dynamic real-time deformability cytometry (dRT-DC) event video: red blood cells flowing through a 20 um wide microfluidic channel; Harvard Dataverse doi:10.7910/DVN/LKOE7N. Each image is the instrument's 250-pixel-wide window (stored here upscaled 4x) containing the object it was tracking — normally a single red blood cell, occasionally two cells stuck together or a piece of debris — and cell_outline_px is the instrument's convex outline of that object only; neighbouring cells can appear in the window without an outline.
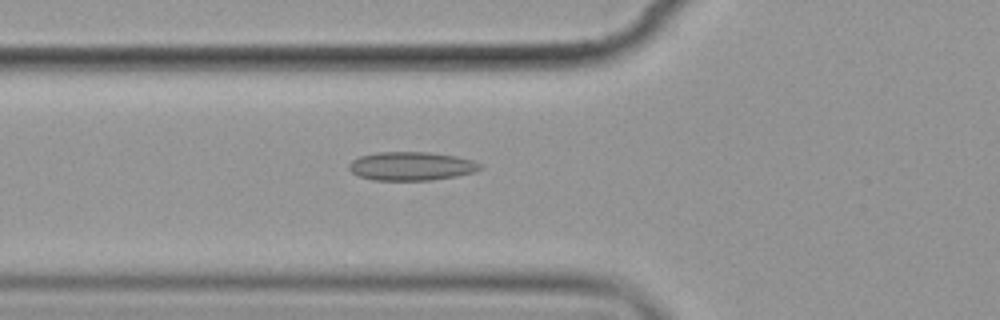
{"species": "common noctule bat (a hibernating species)", "species_latin": "Nyctalus noctula", "temperature_condition": "cold", "stored_images_in_passage": 6, "camera_frame_rate_fps": 3000, "um_per_image_px": 0.085, "animal": {"sex": "female", "body_mass_g": 19.9}, "frame": {"image": 1, "passage_image": 6, "time_ms": 6.0, "image_size_px": [1000, 320], "cell_outline_px": [[484, 168], [472, 172], [456, 176], [432, 180], [372, 180], [360, 176], [352, 172], [348, 168], [348, 164], [352, 160], [360, 156], [376, 152], [428, 152], [456, 156], [472, 160], [480, 164]], "centroid_in_image_um": [34.95, 14.12], "position_along_channel_um": 90.9, "area_um2": 21.85}}